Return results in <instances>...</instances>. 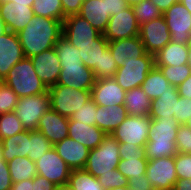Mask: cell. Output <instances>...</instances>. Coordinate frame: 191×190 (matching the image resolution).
<instances>
[{
  "label": "cell",
  "mask_w": 191,
  "mask_h": 190,
  "mask_svg": "<svg viewBox=\"0 0 191 190\" xmlns=\"http://www.w3.org/2000/svg\"><path fill=\"white\" fill-rule=\"evenodd\" d=\"M25 131L14 112L0 115V140Z\"/></svg>",
  "instance_id": "f35d334b"
},
{
  "label": "cell",
  "mask_w": 191,
  "mask_h": 190,
  "mask_svg": "<svg viewBox=\"0 0 191 190\" xmlns=\"http://www.w3.org/2000/svg\"><path fill=\"white\" fill-rule=\"evenodd\" d=\"M56 185L45 177L36 175L32 178V190H55Z\"/></svg>",
  "instance_id": "816d5d0a"
},
{
  "label": "cell",
  "mask_w": 191,
  "mask_h": 190,
  "mask_svg": "<svg viewBox=\"0 0 191 190\" xmlns=\"http://www.w3.org/2000/svg\"><path fill=\"white\" fill-rule=\"evenodd\" d=\"M120 160L119 142L107 134L98 147L89 151L83 169L98 178L103 173L107 174L110 170L117 169Z\"/></svg>",
  "instance_id": "277c9868"
},
{
  "label": "cell",
  "mask_w": 191,
  "mask_h": 190,
  "mask_svg": "<svg viewBox=\"0 0 191 190\" xmlns=\"http://www.w3.org/2000/svg\"><path fill=\"white\" fill-rule=\"evenodd\" d=\"M95 125L105 134H110L125 120L127 112L124 105L98 106Z\"/></svg>",
  "instance_id": "4316f807"
},
{
  "label": "cell",
  "mask_w": 191,
  "mask_h": 190,
  "mask_svg": "<svg viewBox=\"0 0 191 190\" xmlns=\"http://www.w3.org/2000/svg\"><path fill=\"white\" fill-rule=\"evenodd\" d=\"M34 16L32 7L16 2L0 3V17L5 22L7 30L19 33Z\"/></svg>",
  "instance_id": "ffe728a7"
},
{
  "label": "cell",
  "mask_w": 191,
  "mask_h": 190,
  "mask_svg": "<svg viewBox=\"0 0 191 190\" xmlns=\"http://www.w3.org/2000/svg\"><path fill=\"white\" fill-rule=\"evenodd\" d=\"M132 8L139 26L163 15L159 8L150 0H143L142 2L132 6Z\"/></svg>",
  "instance_id": "74e56055"
},
{
  "label": "cell",
  "mask_w": 191,
  "mask_h": 190,
  "mask_svg": "<svg viewBox=\"0 0 191 190\" xmlns=\"http://www.w3.org/2000/svg\"><path fill=\"white\" fill-rule=\"evenodd\" d=\"M7 27L5 25V22L2 20V18L0 17V36L3 35L4 33H6Z\"/></svg>",
  "instance_id": "6125c7cd"
},
{
  "label": "cell",
  "mask_w": 191,
  "mask_h": 190,
  "mask_svg": "<svg viewBox=\"0 0 191 190\" xmlns=\"http://www.w3.org/2000/svg\"><path fill=\"white\" fill-rule=\"evenodd\" d=\"M139 36L146 52L153 55L171 41V33L163 15L141 25Z\"/></svg>",
  "instance_id": "4fadbf2b"
},
{
  "label": "cell",
  "mask_w": 191,
  "mask_h": 190,
  "mask_svg": "<svg viewBox=\"0 0 191 190\" xmlns=\"http://www.w3.org/2000/svg\"><path fill=\"white\" fill-rule=\"evenodd\" d=\"M190 115L191 99L179 97L178 102H176V113L174 114V118L180 125H182L185 124Z\"/></svg>",
  "instance_id": "7dc6e473"
},
{
  "label": "cell",
  "mask_w": 191,
  "mask_h": 190,
  "mask_svg": "<svg viewBox=\"0 0 191 190\" xmlns=\"http://www.w3.org/2000/svg\"><path fill=\"white\" fill-rule=\"evenodd\" d=\"M109 190H124V188H112V189H109Z\"/></svg>",
  "instance_id": "89a4df30"
},
{
  "label": "cell",
  "mask_w": 191,
  "mask_h": 190,
  "mask_svg": "<svg viewBox=\"0 0 191 190\" xmlns=\"http://www.w3.org/2000/svg\"><path fill=\"white\" fill-rule=\"evenodd\" d=\"M12 183L32 179L37 175L36 165L28 157H15L7 162Z\"/></svg>",
  "instance_id": "d6a6232c"
},
{
  "label": "cell",
  "mask_w": 191,
  "mask_h": 190,
  "mask_svg": "<svg viewBox=\"0 0 191 190\" xmlns=\"http://www.w3.org/2000/svg\"><path fill=\"white\" fill-rule=\"evenodd\" d=\"M3 82L19 97L38 95L48 92L33 67L32 60L24 57L8 72Z\"/></svg>",
  "instance_id": "3957f363"
},
{
  "label": "cell",
  "mask_w": 191,
  "mask_h": 190,
  "mask_svg": "<svg viewBox=\"0 0 191 190\" xmlns=\"http://www.w3.org/2000/svg\"><path fill=\"white\" fill-rule=\"evenodd\" d=\"M163 73L164 77L168 80L170 85L178 88L190 75L191 68L188 64L180 66H156Z\"/></svg>",
  "instance_id": "ab89813d"
},
{
  "label": "cell",
  "mask_w": 191,
  "mask_h": 190,
  "mask_svg": "<svg viewBox=\"0 0 191 190\" xmlns=\"http://www.w3.org/2000/svg\"><path fill=\"white\" fill-rule=\"evenodd\" d=\"M141 88L151 100L157 99L166 92L177 91V88L170 85L163 73L156 66L147 74Z\"/></svg>",
  "instance_id": "83f0119b"
},
{
  "label": "cell",
  "mask_w": 191,
  "mask_h": 190,
  "mask_svg": "<svg viewBox=\"0 0 191 190\" xmlns=\"http://www.w3.org/2000/svg\"><path fill=\"white\" fill-rule=\"evenodd\" d=\"M184 125L191 130V115H190V117L188 118V120L185 122Z\"/></svg>",
  "instance_id": "003e7915"
},
{
  "label": "cell",
  "mask_w": 191,
  "mask_h": 190,
  "mask_svg": "<svg viewBox=\"0 0 191 190\" xmlns=\"http://www.w3.org/2000/svg\"><path fill=\"white\" fill-rule=\"evenodd\" d=\"M96 108H97L96 103L92 99H90L70 118L72 120L83 122L88 125H95V119L97 116Z\"/></svg>",
  "instance_id": "7bdbcfd3"
},
{
  "label": "cell",
  "mask_w": 191,
  "mask_h": 190,
  "mask_svg": "<svg viewBox=\"0 0 191 190\" xmlns=\"http://www.w3.org/2000/svg\"><path fill=\"white\" fill-rule=\"evenodd\" d=\"M179 92H166L155 100H152L149 116L151 119H169L176 113V102L179 99Z\"/></svg>",
  "instance_id": "1f68e13d"
},
{
  "label": "cell",
  "mask_w": 191,
  "mask_h": 190,
  "mask_svg": "<svg viewBox=\"0 0 191 190\" xmlns=\"http://www.w3.org/2000/svg\"><path fill=\"white\" fill-rule=\"evenodd\" d=\"M177 179L175 156L148 160L144 180L146 187L172 190Z\"/></svg>",
  "instance_id": "ba28073f"
},
{
  "label": "cell",
  "mask_w": 191,
  "mask_h": 190,
  "mask_svg": "<svg viewBox=\"0 0 191 190\" xmlns=\"http://www.w3.org/2000/svg\"><path fill=\"white\" fill-rule=\"evenodd\" d=\"M104 190L112 188H124L130 185L129 180L118 170H110V173H103L97 178Z\"/></svg>",
  "instance_id": "60d3db41"
},
{
  "label": "cell",
  "mask_w": 191,
  "mask_h": 190,
  "mask_svg": "<svg viewBox=\"0 0 191 190\" xmlns=\"http://www.w3.org/2000/svg\"><path fill=\"white\" fill-rule=\"evenodd\" d=\"M63 33V22L33 16L27 26L17 33L24 56L31 58L45 50L53 48Z\"/></svg>",
  "instance_id": "6da1fadb"
},
{
  "label": "cell",
  "mask_w": 191,
  "mask_h": 190,
  "mask_svg": "<svg viewBox=\"0 0 191 190\" xmlns=\"http://www.w3.org/2000/svg\"><path fill=\"white\" fill-rule=\"evenodd\" d=\"M154 67V55L146 53L138 60L123 62L122 66L118 67L113 78L123 90L128 91L141 87L147 74Z\"/></svg>",
  "instance_id": "8992f818"
},
{
  "label": "cell",
  "mask_w": 191,
  "mask_h": 190,
  "mask_svg": "<svg viewBox=\"0 0 191 190\" xmlns=\"http://www.w3.org/2000/svg\"><path fill=\"white\" fill-rule=\"evenodd\" d=\"M173 42L188 44L191 41V13L181 3L173 4L163 13Z\"/></svg>",
  "instance_id": "30bf717a"
},
{
  "label": "cell",
  "mask_w": 191,
  "mask_h": 190,
  "mask_svg": "<svg viewBox=\"0 0 191 190\" xmlns=\"http://www.w3.org/2000/svg\"><path fill=\"white\" fill-rule=\"evenodd\" d=\"M6 2H16L21 5L32 7L34 0H0V3H6Z\"/></svg>",
  "instance_id": "680465c9"
},
{
  "label": "cell",
  "mask_w": 191,
  "mask_h": 190,
  "mask_svg": "<svg viewBox=\"0 0 191 190\" xmlns=\"http://www.w3.org/2000/svg\"><path fill=\"white\" fill-rule=\"evenodd\" d=\"M79 49L82 63L92 69L95 77L100 75V60L104 50L109 46V41L101 34L91 44L74 45Z\"/></svg>",
  "instance_id": "cb8c5ba5"
},
{
  "label": "cell",
  "mask_w": 191,
  "mask_h": 190,
  "mask_svg": "<svg viewBox=\"0 0 191 190\" xmlns=\"http://www.w3.org/2000/svg\"><path fill=\"white\" fill-rule=\"evenodd\" d=\"M11 186L12 180L8 169V164L3 157L2 144L0 140V190H10Z\"/></svg>",
  "instance_id": "681fc988"
},
{
  "label": "cell",
  "mask_w": 191,
  "mask_h": 190,
  "mask_svg": "<svg viewBox=\"0 0 191 190\" xmlns=\"http://www.w3.org/2000/svg\"><path fill=\"white\" fill-rule=\"evenodd\" d=\"M152 100L141 87L126 91L124 107L127 115L149 116Z\"/></svg>",
  "instance_id": "f546056e"
},
{
  "label": "cell",
  "mask_w": 191,
  "mask_h": 190,
  "mask_svg": "<svg viewBox=\"0 0 191 190\" xmlns=\"http://www.w3.org/2000/svg\"><path fill=\"white\" fill-rule=\"evenodd\" d=\"M30 59L43 84L47 88L56 85L62 67L54 47L32 56Z\"/></svg>",
  "instance_id": "9a60e30c"
},
{
  "label": "cell",
  "mask_w": 191,
  "mask_h": 190,
  "mask_svg": "<svg viewBox=\"0 0 191 190\" xmlns=\"http://www.w3.org/2000/svg\"><path fill=\"white\" fill-rule=\"evenodd\" d=\"M84 1L85 0H61L65 18L71 15L79 14L81 5Z\"/></svg>",
  "instance_id": "f907efd6"
},
{
  "label": "cell",
  "mask_w": 191,
  "mask_h": 190,
  "mask_svg": "<svg viewBox=\"0 0 191 190\" xmlns=\"http://www.w3.org/2000/svg\"><path fill=\"white\" fill-rule=\"evenodd\" d=\"M120 158H146L145 146L130 143H119Z\"/></svg>",
  "instance_id": "c3c4849f"
},
{
  "label": "cell",
  "mask_w": 191,
  "mask_h": 190,
  "mask_svg": "<svg viewBox=\"0 0 191 190\" xmlns=\"http://www.w3.org/2000/svg\"><path fill=\"white\" fill-rule=\"evenodd\" d=\"M179 123L174 117L151 120L145 156L149 159L174 157L177 153L176 135Z\"/></svg>",
  "instance_id": "7a4b0ae2"
},
{
  "label": "cell",
  "mask_w": 191,
  "mask_h": 190,
  "mask_svg": "<svg viewBox=\"0 0 191 190\" xmlns=\"http://www.w3.org/2000/svg\"><path fill=\"white\" fill-rule=\"evenodd\" d=\"M95 81L96 77L92 69L87 68L84 64H72L61 68L56 85L91 91Z\"/></svg>",
  "instance_id": "ac0fdd59"
},
{
  "label": "cell",
  "mask_w": 191,
  "mask_h": 190,
  "mask_svg": "<svg viewBox=\"0 0 191 190\" xmlns=\"http://www.w3.org/2000/svg\"><path fill=\"white\" fill-rule=\"evenodd\" d=\"M16 33L9 30L0 36V78L4 80L13 66L24 58Z\"/></svg>",
  "instance_id": "2e32d148"
},
{
  "label": "cell",
  "mask_w": 191,
  "mask_h": 190,
  "mask_svg": "<svg viewBox=\"0 0 191 190\" xmlns=\"http://www.w3.org/2000/svg\"><path fill=\"white\" fill-rule=\"evenodd\" d=\"M146 190H169V189H161V188H155V187H146Z\"/></svg>",
  "instance_id": "a7ac6f4b"
},
{
  "label": "cell",
  "mask_w": 191,
  "mask_h": 190,
  "mask_svg": "<svg viewBox=\"0 0 191 190\" xmlns=\"http://www.w3.org/2000/svg\"><path fill=\"white\" fill-rule=\"evenodd\" d=\"M188 65L191 68V41L188 43Z\"/></svg>",
  "instance_id": "03108f58"
},
{
  "label": "cell",
  "mask_w": 191,
  "mask_h": 190,
  "mask_svg": "<svg viewBox=\"0 0 191 190\" xmlns=\"http://www.w3.org/2000/svg\"><path fill=\"white\" fill-rule=\"evenodd\" d=\"M2 153L6 162L15 157L29 155V130L1 140Z\"/></svg>",
  "instance_id": "f1b7e54d"
},
{
  "label": "cell",
  "mask_w": 191,
  "mask_h": 190,
  "mask_svg": "<svg viewBox=\"0 0 191 190\" xmlns=\"http://www.w3.org/2000/svg\"><path fill=\"white\" fill-rule=\"evenodd\" d=\"M125 94L114 78L96 79L91 89V99L102 107L124 105Z\"/></svg>",
  "instance_id": "e0dca14e"
},
{
  "label": "cell",
  "mask_w": 191,
  "mask_h": 190,
  "mask_svg": "<svg viewBox=\"0 0 191 190\" xmlns=\"http://www.w3.org/2000/svg\"><path fill=\"white\" fill-rule=\"evenodd\" d=\"M124 190H146L145 185L130 184L127 187H124Z\"/></svg>",
  "instance_id": "91938a15"
},
{
  "label": "cell",
  "mask_w": 191,
  "mask_h": 190,
  "mask_svg": "<svg viewBox=\"0 0 191 190\" xmlns=\"http://www.w3.org/2000/svg\"><path fill=\"white\" fill-rule=\"evenodd\" d=\"M139 33L140 26L136 21L134 10L128 6L110 17L103 35L108 41H114L138 36Z\"/></svg>",
  "instance_id": "7c38bea8"
},
{
  "label": "cell",
  "mask_w": 191,
  "mask_h": 190,
  "mask_svg": "<svg viewBox=\"0 0 191 190\" xmlns=\"http://www.w3.org/2000/svg\"><path fill=\"white\" fill-rule=\"evenodd\" d=\"M172 190H191V179H177Z\"/></svg>",
  "instance_id": "6f0895ef"
},
{
  "label": "cell",
  "mask_w": 191,
  "mask_h": 190,
  "mask_svg": "<svg viewBox=\"0 0 191 190\" xmlns=\"http://www.w3.org/2000/svg\"><path fill=\"white\" fill-rule=\"evenodd\" d=\"M175 142L178 153H188L191 149V130L184 124L178 127Z\"/></svg>",
  "instance_id": "bcb514c9"
},
{
  "label": "cell",
  "mask_w": 191,
  "mask_h": 190,
  "mask_svg": "<svg viewBox=\"0 0 191 190\" xmlns=\"http://www.w3.org/2000/svg\"><path fill=\"white\" fill-rule=\"evenodd\" d=\"M50 109L49 93L21 97L14 113L25 130H37L39 119Z\"/></svg>",
  "instance_id": "52a82bcc"
},
{
  "label": "cell",
  "mask_w": 191,
  "mask_h": 190,
  "mask_svg": "<svg viewBox=\"0 0 191 190\" xmlns=\"http://www.w3.org/2000/svg\"><path fill=\"white\" fill-rule=\"evenodd\" d=\"M32 10L35 16L64 21L61 0H34Z\"/></svg>",
  "instance_id": "836d02e7"
},
{
  "label": "cell",
  "mask_w": 191,
  "mask_h": 190,
  "mask_svg": "<svg viewBox=\"0 0 191 190\" xmlns=\"http://www.w3.org/2000/svg\"><path fill=\"white\" fill-rule=\"evenodd\" d=\"M105 6L107 13H110V15L112 16L124 10L129 5L125 0H105Z\"/></svg>",
  "instance_id": "f5cc1de1"
},
{
  "label": "cell",
  "mask_w": 191,
  "mask_h": 190,
  "mask_svg": "<svg viewBox=\"0 0 191 190\" xmlns=\"http://www.w3.org/2000/svg\"><path fill=\"white\" fill-rule=\"evenodd\" d=\"M153 2L163 14L166 12L173 4L180 2V0H150Z\"/></svg>",
  "instance_id": "11a10c76"
},
{
  "label": "cell",
  "mask_w": 191,
  "mask_h": 190,
  "mask_svg": "<svg viewBox=\"0 0 191 190\" xmlns=\"http://www.w3.org/2000/svg\"><path fill=\"white\" fill-rule=\"evenodd\" d=\"M69 118L61 116L53 109H48L39 119L37 130L54 146L68 137Z\"/></svg>",
  "instance_id": "d6986e66"
},
{
  "label": "cell",
  "mask_w": 191,
  "mask_h": 190,
  "mask_svg": "<svg viewBox=\"0 0 191 190\" xmlns=\"http://www.w3.org/2000/svg\"><path fill=\"white\" fill-rule=\"evenodd\" d=\"M126 2H127V4L129 5V6H134V5H136V4H138V3H140V2H142L143 0H125Z\"/></svg>",
  "instance_id": "e7e4bbea"
},
{
  "label": "cell",
  "mask_w": 191,
  "mask_h": 190,
  "mask_svg": "<svg viewBox=\"0 0 191 190\" xmlns=\"http://www.w3.org/2000/svg\"><path fill=\"white\" fill-rule=\"evenodd\" d=\"M177 90L180 97L191 99V75L178 86Z\"/></svg>",
  "instance_id": "db71d44e"
},
{
  "label": "cell",
  "mask_w": 191,
  "mask_h": 190,
  "mask_svg": "<svg viewBox=\"0 0 191 190\" xmlns=\"http://www.w3.org/2000/svg\"><path fill=\"white\" fill-rule=\"evenodd\" d=\"M117 69H118V67H117L114 57L110 51V48L107 47L104 50V54L101 56L100 75L96 79L113 78Z\"/></svg>",
  "instance_id": "ee69618b"
},
{
  "label": "cell",
  "mask_w": 191,
  "mask_h": 190,
  "mask_svg": "<svg viewBox=\"0 0 191 190\" xmlns=\"http://www.w3.org/2000/svg\"><path fill=\"white\" fill-rule=\"evenodd\" d=\"M106 135L96 125H88L69 118L68 137L78 141L90 150L98 147Z\"/></svg>",
  "instance_id": "603a6c76"
},
{
  "label": "cell",
  "mask_w": 191,
  "mask_h": 190,
  "mask_svg": "<svg viewBox=\"0 0 191 190\" xmlns=\"http://www.w3.org/2000/svg\"><path fill=\"white\" fill-rule=\"evenodd\" d=\"M37 175L45 177L55 185L68 183L71 169L52 147L35 161Z\"/></svg>",
  "instance_id": "8fae6325"
},
{
  "label": "cell",
  "mask_w": 191,
  "mask_h": 190,
  "mask_svg": "<svg viewBox=\"0 0 191 190\" xmlns=\"http://www.w3.org/2000/svg\"><path fill=\"white\" fill-rule=\"evenodd\" d=\"M50 108L61 116L70 118L91 99V91L54 85L48 88Z\"/></svg>",
  "instance_id": "5b68a950"
},
{
  "label": "cell",
  "mask_w": 191,
  "mask_h": 190,
  "mask_svg": "<svg viewBox=\"0 0 191 190\" xmlns=\"http://www.w3.org/2000/svg\"><path fill=\"white\" fill-rule=\"evenodd\" d=\"M101 34L85 18L78 14L66 17L63 21L62 35L72 45L91 44Z\"/></svg>",
  "instance_id": "5bb4252c"
},
{
  "label": "cell",
  "mask_w": 191,
  "mask_h": 190,
  "mask_svg": "<svg viewBox=\"0 0 191 190\" xmlns=\"http://www.w3.org/2000/svg\"><path fill=\"white\" fill-rule=\"evenodd\" d=\"M102 34L106 31L110 13H107L105 0H85L79 14Z\"/></svg>",
  "instance_id": "d4e9b609"
},
{
  "label": "cell",
  "mask_w": 191,
  "mask_h": 190,
  "mask_svg": "<svg viewBox=\"0 0 191 190\" xmlns=\"http://www.w3.org/2000/svg\"><path fill=\"white\" fill-rule=\"evenodd\" d=\"M180 2L188 9L191 13V0H180Z\"/></svg>",
  "instance_id": "be15d7a7"
},
{
  "label": "cell",
  "mask_w": 191,
  "mask_h": 190,
  "mask_svg": "<svg viewBox=\"0 0 191 190\" xmlns=\"http://www.w3.org/2000/svg\"><path fill=\"white\" fill-rule=\"evenodd\" d=\"M53 147L71 170L83 169L85 167L90 149L83 144L70 137H66Z\"/></svg>",
  "instance_id": "44dd1931"
},
{
  "label": "cell",
  "mask_w": 191,
  "mask_h": 190,
  "mask_svg": "<svg viewBox=\"0 0 191 190\" xmlns=\"http://www.w3.org/2000/svg\"><path fill=\"white\" fill-rule=\"evenodd\" d=\"M10 190H32V179L12 183Z\"/></svg>",
  "instance_id": "9f6ffc18"
},
{
  "label": "cell",
  "mask_w": 191,
  "mask_h": 190,
  "mask_svg": "<svg viewBox=\"0 0 191 190\" xmlns=\"http://www.w3.org/2000/svg\"><path fill=\"white\" fill-rule=\"evenodd\" d=\"M150 116L127 115L125 120L111 133L119 143H132L145 146L149 128L151 125Z\"/></svg>",
  "instance_id": "9c48e42d"
},
{
  "label": "cell",
  "mask_w": 191,
  "mask_h": 190,
  "mask_svg": "<svg viewBox=\"0 0 191 190\" xmlns=\"http://www.w3.org/2000/svg\"><path fill=\"white\" fill-rule=\"evenodd\" d=\"M68 183L74 190H104L97 178L84 169L71 170Z\"/></svg>",
  "instance_id": "d590c367"
},
{
  "label": "cell",
  "mask_w": 191,
  "mask_h": 190,
  "mask_svg": "<svg viewBox=\"0 0 191 190\" xmlns=\"http://www.w3.org/2000/svg\"><path fill=\"white\" fill-rule=\"evenodd\" d=\"M188 44L172 40L154 55L155 66H180L188 64Z\"/></svg>",
  "instance_id": "484cf974"
},
{
  "label": "cell",
  "mask_w": 191,
  "mask_h": 190,
  "mask_svg": "<svg viewBox=\"0 0 191 190\" xmlns=\"http://www.w3.org/2000/svg\"><path fill=\"white\" fill-rule=\"evenodd\" d=\"M175 169L178 179H191V155L177 153L175 155Z\"/></svg>",
  "instance_id": "f6af8a7d"
},
{
  "label": "cell",
  "mask_w": 191,
  "mask_h": 190,
  "mask_svg": "<svg viewBox=\"0 0 191 190\" xmlns=\"http://www.w3.org/2000/svg\"><path fill=\"white\" fill-rule=\"evenodd\" d=\"M52 147L53 145L41 132L38 130L29 131V155L27 157L31 161L35 162Z\"/></svg>",
  "instance_id": "8d00e7d4"
},
{
  "label": "cell",
  "mask_w": 191,
  "mask_h": 190,
  "mask_svg": "<svg viewBox=\"0 0 191 190\" xmlns=\"http://www.w3.org/2000/svg\"><path fill=\"white\" fill-rule=\"evenodd\" d=\"M55 190H74L69 183L56 185Z\"/></svg>",
  "instance_id": "94428289"
},
{
  "label": "cell",
  "mask_w": 191,
  "mask_h": 190,
  "mask_svg": "<svg viewBox=\"0 0 191 190\" xmlns=\"http://www.w3.org/2000/svg\"><path fill=\"white\" fill-rule=\"evenodd\" d=\"M58 59L60 60L61 67L72 64H83L79 49L72 45L63 35L58 39L54 46Z\"/></svg>",
  "instance_id": "e575fe53"
},
{
  "label": "cell",
  "mask_w": 191,
  "mask_h": 190,
  "mask_svg": "<svg viewBox=\"0 0 191 190\" xmlns=\"http://www.w3.org/2000/svg\"><path fill=\"white\" fill-rule=\"evenodd\" d=\"M117 169L129 180L130 184L144 185L148 164L147 158H120Z\"/></svg>",
  "instance_id": "4dcf8cb0"
},
{
  "label": "cell",
  "mask_w": 191,
  "mask_h": 190,
  "mask_svg": "<svg viewBox=\"0 0 191 190\" xmlns=\"http://www.w3.org/2000/svg\"><path fill=\"white\" fill-rule=\"evenodd\" d=\"M18 100L19 97L13 92V90L3 83L0 86V115L14 112Z\"/></svg>",
  "instance_id": "b9f144b4"
},
{
  "label": "cell",
  "mask_w": 191,
  "mask_h": 190,
  "mask_svg": "<svg viewBox=\"0 0 191 190\" xmlns=\"http://www.w3.org/2000/svg\"><path fill=\"white\" fill-rule=\"evenodd\" d=\"M3 83H4L3 80L0 78V86H1Z\"/></svg>",
  "instance_id": "2644e50d"
},
{
  "label": "cell",
  "mask_w": 191,
  "mask_h": 190,
  "mask_svg": "<svg viewBox=\"0 0 191 190\" xmlns=\"http://www.w3.org/2000/svg\"><path fill=\"white\" fill-rule=\"evenodd\" d=\"M108 47L110 48L117 67L122 66L123 62L138 60L147 53L139 35L109 41Z\"/></svg>",
  "instance_id": "7402d4cb"
}]
</instances>
